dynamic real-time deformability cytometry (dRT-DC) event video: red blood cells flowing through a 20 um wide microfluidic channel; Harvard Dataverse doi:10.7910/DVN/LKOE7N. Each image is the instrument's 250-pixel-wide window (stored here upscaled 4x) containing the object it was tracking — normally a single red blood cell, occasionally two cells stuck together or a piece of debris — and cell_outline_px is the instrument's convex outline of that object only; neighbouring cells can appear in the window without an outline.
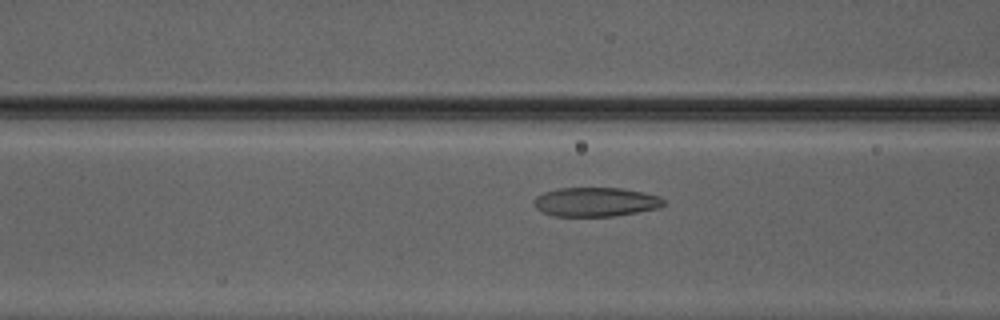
{"species": "Egyptian fruit bat (a non-hibernating species)", "species_latin": "Rousettus aegyptiacus", "temperature_condition": "warm", "stored_images_in_passage": 39, "camera_frame_rate_fps": 3000, "um_per_image_px": 0.085, "animal": {"sex": "male"}, "frame": {"image": 1, "passage_image": 15, "time_ms": 4.667, "image_size_px": [1000, 320], "cell_outline_px": [[664, 204], [660, 208], [616, 216], [556, 216], [544, 212], [536, 208], [532, 204], [532, 200], [536, 196], [544, 192], [556, 188], [620, 188], [644, 192], [660, 196], [664, 200]], "centroid_in_image_um": [50.62, 17.16], "position_along_channel_um": 116.0, "area_um2": 22.2}}
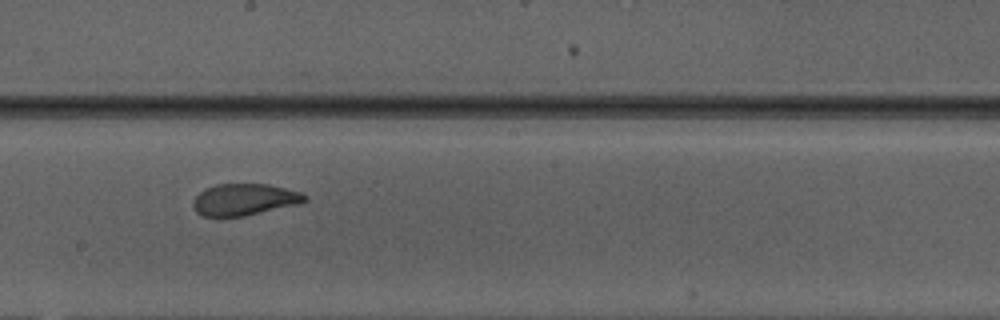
{"frame": {"image": 2, "passage_image": 23, "time_ms": 7.333, "image_size_px": [1000, 320], "cell_outline_px": [[308, 200], [300, 204], [244, 216], [200, 216], [192, 208], [192, 200], [204, 188], [216, 184], [268, 184], [300, 192], [308, 196]], "centroid_in_image_um": [20.75, 16.96], "position_along_channel_um": 227.4, "area_um2": 20.81}}
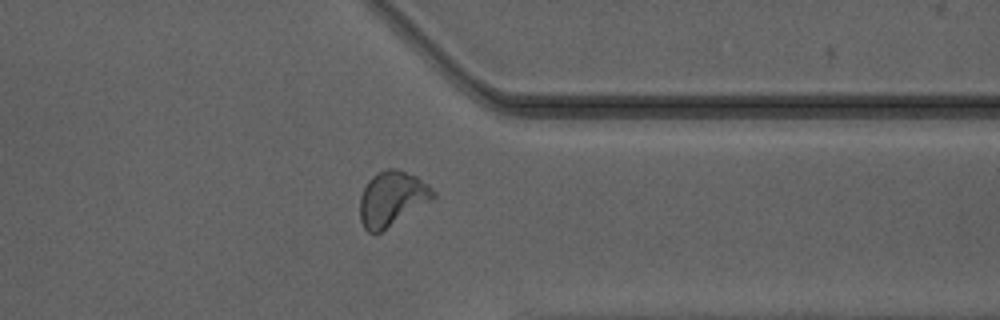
{"frame": {"image": 3, "passage_image": 34, "time_ms": 11.0, "image_size_px": [1000, 320], "cell_outline_px": [[436, 196], [380, 232], [368, 232], [364, 228], [360, 220], [360, 196], [368, 180], [372, 176], [388, 168], [396, 168], [416, 176], [428, 184], [436, 192]], "centroid_in_image_um": [33.29, 16.86], "position_along_channel_um": 378.1, "area_um2": 22.89}, "authors_computed_cell_mechanics": {"area_um2": 21.7328, "velocity_mm_per_s": 4.1894, "shape_relaxation_time_tau1_ms": 4.4456, "shape_relaxation_time_tau2_ms": 1.0537, "deformation_change_tau1": 0.1665, "deformation_change_tau2": 0.0779}}